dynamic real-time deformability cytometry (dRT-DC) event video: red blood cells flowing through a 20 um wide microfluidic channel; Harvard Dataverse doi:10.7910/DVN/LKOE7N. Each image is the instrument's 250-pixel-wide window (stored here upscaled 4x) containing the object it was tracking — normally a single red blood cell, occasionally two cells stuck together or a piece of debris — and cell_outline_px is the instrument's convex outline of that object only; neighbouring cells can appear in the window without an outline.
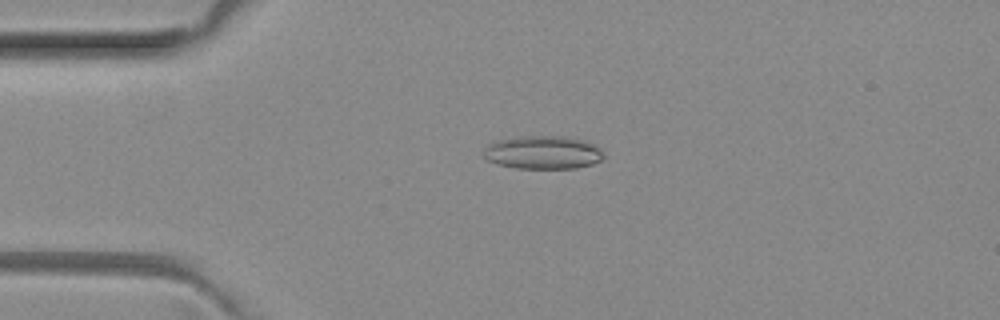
{"species": "common noctule bat (a hibernating species)", "species_latin": "Nyctalus noctula", "temperature_condition": "room temperature", "stored_images_in_passage": 1, "camera_frame_rate_fps": 3000, "um_per_image_px": 0.085, "animal": {"sex": "female", "body_mass_g": 29.2, "forearm_length_mm": 56.3}, "frame": {"image": 1, "passage_image": 1, "time_ms": 0.0, "image_size_px": [1000, 320], "cell_outline_px": [[604, 156], [600, 160], [592, 164], [576, 168], [516, 168], [496, 164], [488, 160], [484, 156], [484, 148], [488, 144], [496, 140], [520, 136], [564, 136], [588, 140], [600, 148]], "centroid_in_image_um": [46.15, 12.94], "position_along_channel_um": 38.8, "area_um2": 23.47}}